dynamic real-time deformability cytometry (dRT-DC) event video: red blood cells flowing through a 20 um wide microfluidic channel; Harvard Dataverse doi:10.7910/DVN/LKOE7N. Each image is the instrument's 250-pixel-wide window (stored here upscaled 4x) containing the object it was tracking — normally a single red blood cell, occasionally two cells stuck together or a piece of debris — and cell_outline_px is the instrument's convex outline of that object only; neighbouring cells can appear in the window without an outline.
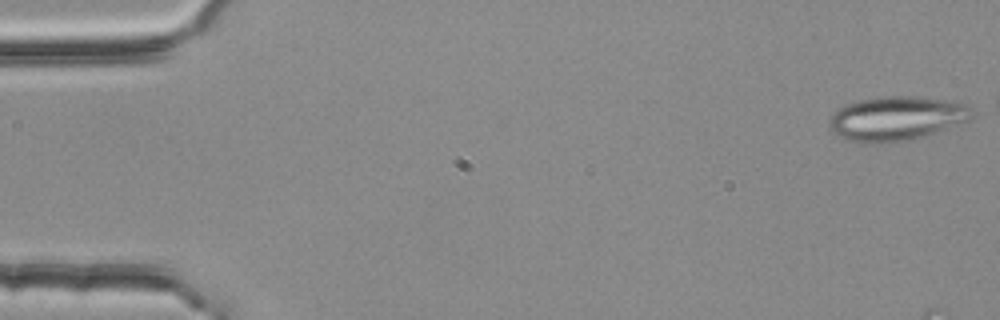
{"species": "common noctule bat (a hibernating species)", "species_latin": "Nyctalus noctula", "temperature_condition": "room temperature", "stored_images_in_passage": 5, "camera_frame_rate_fps": 3000, "um_per_image_px": 0.085, "animal": {"sex": "female", "body_mass_g": 25.1}, "frame": {"image": 1, "passage_image": 1, "time_ms": 0.0, "image_size_px": [1000, 320], "cell_outline_px": [[972, 116], [968, 120], [908, 140], [884, 144], [876, 144], [848, 140], [832, 132], [828, 128], [828, 120], [840, 108], [848, 104], [860, 100], [880, 96], [916, 96], [952, 100], [964, 104], [972, 108]], "centroid_in_image_um": [76.16, 10.06], "position_along_channel_um": 8.8, "area_um2": 36.47}}